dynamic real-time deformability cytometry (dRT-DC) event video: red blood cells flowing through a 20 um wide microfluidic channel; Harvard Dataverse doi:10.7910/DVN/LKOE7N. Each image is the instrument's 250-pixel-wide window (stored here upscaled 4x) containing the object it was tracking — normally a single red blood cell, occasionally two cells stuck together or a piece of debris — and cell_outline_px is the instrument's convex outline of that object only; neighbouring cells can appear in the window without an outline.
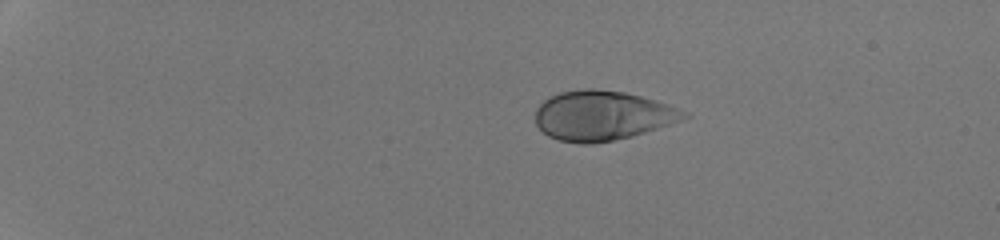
{"species": "human", "species_latin": "Homo sapiens", "temperature_condition": "room temperature", "stored_images_in_passage": 41, "camera_frame_rate_fps": 3000, "um_per_image_px": 0.085, "donor": {"sex": "male"}, "frame": {"image": 1, "passage_image": 1, "time_ms": 0.0, "image_size_px": [1000, 240], "cell_outline_px": [[692, 116], [632, 136], [592, 144], [580, 144], [560, 140], [548, 136], [536, 124], [536, 108], [548, 96], [560, 92], [588, 88], [592, 88], [624, 92], [656, 100], [668, 104], [688, 112]], "centroid_in_image_um": [51.18, 9.81], "position_along_channel_um": 33.8, "area_um2": 42.83}}
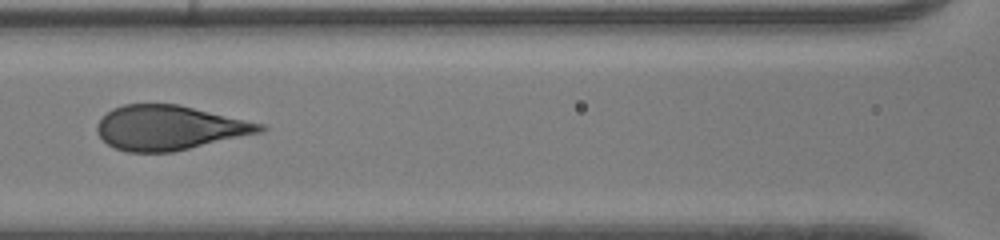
{"frame": {"image": 2, "passage_image": 17, "time_ms": 5.333, "image_size_px": [1000, 240], "cell_outline_px": [[268, 128], [260, 132], [172, 152], [128, 152], [116, 148], [108, 144], [96, 132], [96, 124], [112, 108], [124, 104], [180, 104], [264, 124]], "centroid_in_image_um": [14.38, 10.85], "position_along_channel_um": 152.2, "area_um2": 42.02}}
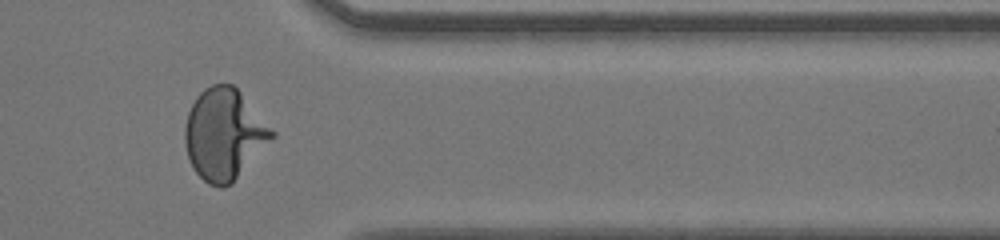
{"frame": {"image": 3, "passage_image": 34, "time_ms": 11.0, "image_size_px": [1000, 240], "cell_outline_px": [[276, 136], [232, 184], [224, 188], [220, 188], [208, 184], [192, 168], [188, 156], [184, 140], [184, 128], [188, 112], [196, 96], [204, 88], [212, 84], [232, 84], [240, 92], [276, 132]], "centroid_in_image_um": [19.05, 11.43], "position_along_channel_um": 392.3, "area_um2": 46.36}, "authors_computed_cell_mechanics": {"area_um2": 43.5234, "velocity_mm_per_s": 4.2953, "shape_relaxation_time_tau1_ms": 4.7079, "shape_relaxation_time_tau2_ms": null, "deformation_change_tau1": 0.2294, "deformation_change_tau2": null}}